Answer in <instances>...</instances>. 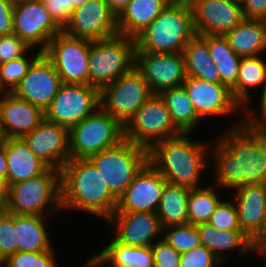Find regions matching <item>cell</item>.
Segmentation results:
<instances>
[{"mask_svg":"<svg viewBox=\"0 0 266 267\" xmlns=\"http://www.w3.org/2000/svg\"><path fill=\"white\" fill-rule=\"evenodd\" d=\"M223 135L217 137L211 152L216 186L234 190L240 185L266 183V132L263 128L239 120Z\"/></svg>","mask_w":266,"mask_h":267,"instance_id":"cell-1","label":"cell"},{"mask_svg":"<svg viewBox=\"0 0 266 267\" xmlns=\"http://www.w3.org/2000/svg\"><path fill=\"white\" fill-rule=\"evenodd\" d=\"M61 207L76 208L106 220L116 211L118 198L89 159H70L60 169Z\"/></svg>","mask_w":266,"mask_h":267,"instance_id":"cell-2","label":"cell"},{"mask_svg":"<svg viewBox=\"0 0 266 267\" xmlns=\"http://www.w3.org/2000/svg\"><path fill=\"white\" fill-rule=\"evenodd\" d=\"M189 133L159 141L148 150V162L167 183L193 189L200 186L206 168L208 143L189 139Z\"/></svg>","mask_w":266,"mask_h":267,"instance_id":"cell-3","label":"cell"},{"mask_svg":"<svg viewBox=\"0 0 266 267\" xmlns=\"http://www.w3.org/2000/svg\"><path fill=\"white\" fill-rule=\"evenodd\" d=\"M196 35L192 11L187 0L170 4L135 37V51L182 53Z\"/></svg>","mask_w":266,"mask_h":267,"instance_id":"cell-4","label":"cell"},{"mask_svg":"<svg viewBox=\"0 0 266 267\" xmlns=\"http://www.w3.org/2000/svg\"><path fill=\"white\" fill-rule=\"evenodd\" d=\"M5 202L6 211L16 215L45 216L62 210L60 169L48 167L36 177L7 186Z\"/></svg>","mask_w":266,"mask_h":267,"instance_id":"cell-5","label":"cell"},{"mask_svg":"<svg viewBox=\"0 0 266 267\" xmlns=\"http://www.w3.org/2000/svg\"><path fill=\"white\" fill-rule=\"evenodd\" d=\"M135 38L124 35L90 41L89 85L100 91L135 66Z\"/></svg>","mask_w":266,"mask_h":267,"instance_id":"cell-6","label":"cell"},{"mask_svg":"<svg viewBox=\"0 0 266 267\" xmlns=\"http://www.w3.org/2000/svg\"><path fill=\"white\" fill-rule=\"evenodd\" d=\"M123 140L124 126L100 107L69 129L70 159H88Z\"/></svg>","mask_w":266,"mask_h":267,"instance_id":"cell-7","label":"cell"},{"mask_svg":"<svg viewBox=\"0 0 266 267\" xmlns=\"http://www.w3.org/2000/svg\"><path fill=\"white\" fill-rule=\"evenodd\" d=\"M101 172L110 191L119 198L148 162V150L123 140L88 158Z\"/></svg>","mask_w":266,"mask_h":267,"instance_id":"cell-8","label":"cell"},{"mask_svg":"<svg viewBox=\"0 0 266 267\" xmlns=\"http://www.w3.org/2000/svg\"><path fill=\"white\" fill-rule=\"evenodd\" d=\"M182 134L158 93H154L124 126V139L147 150L159 141Z\"/></svg>","mask_w":266,"mask_h":267,"instance_id":"cell-9","label":"cell"},{"mask_svg":"<svg viewBox=\"0 0 266 267\" xmlns=\"http://www.w3.org/2000/svg\"><path fill=\"white\" fill-rule=\"evenodd\" d=\"M153 94L134 66L100 91L101 107L125 126Z\"/></svg>","mask_w":266,"mask_h":267,"instance_id":"cell-10","label":"cell"},{"mask_svg":"<svg viewBox=\"0 0 266 267\" xmlns=\"http://www.w3.org/2000/svg\"><path fill=\"white\" fill-rule=\"evenodd\" d=\"M90 41L63 31L54 36L43 54L52 62L62 84L89 85Z\"/></svg>","mask_w":266,"mask_h":267,"instance_id":"cell-11","label":"cell"},{"mask_svg":"<svg viewBox=\"0 0 266 267\" xmlns=\"http://www.w3.org/2000/svg\"><path fill=\"white\" fill-rule=\"evenodd\" d=\"M101 107L100 90L88 84H62L45 119L68 129Z\"/></svg>","mask_w":266,"mask_h":267,"instance_id":"cell-12","label":"cell"},{"mask_svg":"<svg viewBox=\"0 0 266 267\" xmlns=\"http://www.w3.org/2000/svg\"><path fill=\"white\" fill-rule=\"evenodd\" d=\"M63 32L89 41L118 35L117 17L105 0H87L74 9Z\"/></svg>","mask_w":266,"mask_h":267,"instance_id":"cell-13","label":"cell"},{"mask_svg":"<svg viewBox=\"0 0 266 267\" xmlns=\"http://www.w3.org/2000/svg\"><path fill=\"white\" fill-rule=\"evenodd\" d=\"M62 31L42 0H27L13 6V33L32 49L41 44L39 51L43 53L49 41Z\"/></svg>","mask_w":266,"mask_h":267,"instance_id":"cell-14","label":"cell"},{"mask_svg":"<svg viewBox=\"0 0 266 267\" xmlns=\"http://www.w3.org/2000/svg\"><path fill=\"white\" fill-rule=\"evenodd\" d=\"M135 68L153 93L182 86L188 77L182 53L135 51Z\"/></svg>","mask_w":266,"mask_h":267,"instance_id":"cell-15","label":"cell"},{"mask_svg":"<svg viewBox=\"0 0 266 267\" xmlns=\"http://www.w3.org/2000/svg\"><path fill=\"white\" fill-rule=\"evenodd\" d=\"M197 35H224L244 20L240 0H187Z\"/></svg>","mask_w":266,"mask_h":267,"instance_id":"cell-16","label":"cell"},{"mask_svg":"<svg viewBox=\"0 0 266 267\" xmlns=\"http://www.w3.org/2000/svg\"><path fill=\"white\" fill-rule=\"evenodd\" d=\"M61 85V78L54 65L41 53L32 62L26 75L12 94L45 112L57 95Z\"/></svg>","mask_w":266,"mask_h":267,"instance_id":"cell-17","label":"cell"},{"mask_svg":"<svg viewBox=\"0 0 266 267\" xmlns=\"http://www.w3.org/2000/svg\"><path fill=\"white\" fill-rule=\"evenodd\" d=\"M167 181L147 162L118 198L115 212H156Z\"/></svg>","mask_w":266,"mask_h":267,"instance_id":"cell-18","label":"cell"},{"mask_svg":"<svg viewBox=\"0 0 266 267\" xmlns=\"http://www.w3.org/2000/svg\"><path fill=\"white\" fill-rule=\"evenodd\" d=\"M183 86L201 120L208 116L234 114L239 109L243 110L233 97L231 89L222 83L188 76Z\"/></svg>","mask_w":266,"mask_h":267,"instance_id":"cell-19","label":"cell"},{"mask_svg":"<svg viewBox=\"0 0 266 267\" xmlns=\"http://www.w3.org/2000/svg\"><path fill=\"white\" fill-rule=\"evenodd\" d=\"M30 150L48 167L61 169L69 160V129L44 119L23 137Z\"/></svg>","mask_w":266,"mask_h":267,"instance_id":"cell-20","label":"cell"},{"mask_svg":"<svg viewBox=\"0 0 266 267\" xmlns=\"http://www.w3.org/2000/svg\"><path fill=\"white\" fill-rule=\"evenodd\" d=\"M107 220L116 225L114 239L126 246H151L153 239L163 236L156 212H114Z\"/></svg>","mask_w":266,"mask_h":267,"instance_id":"cell-21","label":"cell"},{"mask_svg":"<svg viewBox=\"0 0 266 267\" xmlns=\"http://www.w3.org/2000/svg\"><path fill=\"white\" fill-rule=\"evenodd\" d=\"M0 132L4 138H23L45 119L44 111L12 93H0Z\"/></svg>","mask_w":266,"mask_h":267,"instance_id":"cell-22","label":"cell"},{"mask_svg":"<svg viewBox=\"0 0 266 267\" xmlns=\"http://www.w3.org/2000/svg\"><path fill=\"white\" fill-rule=\"evenodd\" d=\"M234 189L240 228L254 241L265 230L266 183L240 185Z\"/></svg>","mask_w":266,"mask_h":267,"instance_id":"cell-23","label":"cell"},{"mask_svg":"<svg viewBox=\"0 0 266 267\" xmlns=\"http://www.w3.org/2000/svg\"><path fill=\"white\" fill-rule=\"evenodd\" d=\"M7 186L42 174L48 166L28 147L23 138H5Z\"/></svg>","mask_w":266,"mask_h":267,"instance_id":"cell-24","label":"cell"},{"mask_svg":"<svg viewBox=\"0 0 266 267\" xmlns=\"http://www.w3.org/2000/svg\"><path fill=\"white\" fill-rule=\"evenodd\" d=\"M105 263L112 267H154L152 246H126L112 239L103 250L89 258L84 267H99Z\"/></svg>","mask_w":266,"mask_h":267,"instance_id":"cell-25","label":"cell"},{"mask_svg":"<svg viewBox=\"0 0 266 267\" xmlns=\"http://www.w3.org/2000/svg\"><path fill=\"white\" fill-rule=\"evenodd\" d=\"M172 0H130L117 17L118 33L135 38Z\"/></svg>","mask_w":266,"mask_h":267,"instance_id":"cell-26","label":"cell"},{"mask_svg":"<svg viewBox=\"0 0 266 267\" xmlns=\"http://www.w3.org/2000/svg\"><path fill=\"white\" fill-rule=\"evenodd\" d=\"M224 36L232 50L241 57L258 56L266 51L265 20L244 18Z\"/></svg>","mask_w":266,"mask_h":267,"instance_id":"cell-27","label":"cell"},{"mask_svg":"<svg viewBox=\"0 0 266 267\" xmlns=\"http://www.w3.org/2000/svg\"><path fill=\"white\" fill-rule=\"evenodd\" d=\"M199 232L201 245L210 250L221 263L225 262L229 256L222 254L225 250L238 248L241 253L253 251V240H251L242 230L221 231L215 229L208 222L196 226Z\"/></svg>","mask_w":266,"mask_h":267,"instance_id":"cell-28","label":"cell"},{"mask_svg":"<svg viewBox=\"0 0 266 267\" xmlns=\"http://www.w3.org/2000/svg\"><path fill=\"white\" fill-rule=\"evenodd\" d=\"M45 216L15 214L17 251L44 252L53 250L45 226Z\"/></svg>","mask_w":266,"mask_h":267,"instance_id":"cell-29","label":"cell"},{"mask_svg":"<svg viewBox=\"0 0 266 267\" xmlns=\"http://www.w3.org/2000/svg\"><path fill=\"white\" fill-rule=\"evenodd\" d=\"M182 54L188 76L221 83L219 71L211 59L208 43L201 35L196 34L186 44Z\"/></svg>","mask_w":266,"mask_h":267,"instance_id":"cell-30","label":"cell"},{"mask_svg":"<svg viewBox=\"0 0 266 267\" xmlns=\"http://www.w3.org/2000/svg\"><path fill=\"white\" fill-rule=\"evenodd\" d=\"M168 108L175 125L183 133H191L200 124L196 110L184 86L167 88L158 93Z\"/></svg>","mask_w":266,"mask_h":267,"instance_id":"cell-31","label":"cell"},{"mask_svg":"<svg viewBox=\"0 0 266 267\" xmlns=\"http://www.w3.org/2000/svg\"><path fill=\"white\" fill-rule=\"evenodd\" d=\"M208 43L211 59L221 77V83L230 89L236 84L241 56L237 55L224 35H201Z\"/></svg>","mask_w":266,"mask_h":267,"instance_id":"cell-32","label":"cell"},{"mask_svg":"<svg viewBox=\"0 0 266 267\" xmlns=\"http://www.w3.org/2000/svg\"><path fill=\"white\" fill-rule=\"evenodd\" d=\"M189 190L186 187L167 183L156 210L163 228L188 223Z\"/></svg>","mask_w":266,"mask_h":267,"instance_id":"cell-33","label":"cell"},{"mask_svg":"<svg viewBox=\"0 0 266 267\" xmlns=\"http://www.w3.org/2000/svg\"><path fill=\"white\" fill-rule=\"evenodd\" d=\"M261 58L259 55L241 58L238 78L231 91L243 109L248 108L245 105L250 100L249 90L266 83V63Z\"/></svg>","mask_w":266,"mask_h":267,"instance_id":"cell-34","label":"cell"},{"mask_svg":"<svg viewBox=\"0 0 266 267\" xmlns=\"http://www.w3.org/2000/svg\"><path fill=\"white\" fill-rule=\"evenodd\" d=\"M215 189L196 187L189 190L188 223L195 226L207 223L221 201Z\"/></svg>","mask_w":266,"mask_h":267,"instance_id":"cell-35","label":"cell"},{"mask_svg":"<svg viewBox=\"0 0 266 267\" xmlns=\"http://www.w3.org/2000/svg\"><path fill=\"white\" fill-rule=\"evenodd\" d=\"M41 54L38 50L34 56H23L0 64V93H12L26 75L32 62Z\"/></svg>","mask_w":266,"mask_h":267,"instance_id":"cell-36","label":"cell"},{"mask_svg":"<svg viewBox=\"0 0 266 267\" xmlns=\"http://www.w3.org/2000/svg\"><path fill=\"white\" fill-rule=\"evenodd\" d=\"M179 253L201 246L197 227L193 224L171 225L163 228V237Z\"/></svg>","mask_w":266,"mask_h":267,"instance_id":"cell-37","label":"cell"},{"mask_svg":"<svg viewBox=\"0 0 266 267\" xmlns=\"http://www.w3.org/2000/svg\"><path fill=\"white\" fill-rule=\"evenodd\" d=\"M53 250L44 252L17 251L3 261L2 267H58Z\"/></svg>","mask_w":266,"mask_h":267,"instance_id":"cell-38","label":"cell"},{"mask_svg":"<svg viewBox=\"0 0 266 267\" xmlns=\"http://www.w3.org/2000/svg\"><path fill=\"white\" fill-rule=\"evenodd\" d=\"M15 214L0 213V264L17 252L15 243Z\"/></svg>","mask_w":266,"mask_h":267,"instance_id":"cell-39","label":"cell"},{"mask_svg":"<svg viewBox=\"0 0 266 267\" xmlns=\"http://www.w3.org/2000/svg\"><path fill=\"white\" fill-rule=\"evenodd\" d=\"M208 223L221 231L241 230L236 205L229 201H220Z\"/></svg>","mask_w":266,"mask_h":267,"instance_id":"cell-40","label":"cell"},{"mask_svg":"<svg viewBox=\"0 0 266 267\" xmlns=\"http://www.w3.org/2000/svg\"><path fill=\"white\" fill-rule=\"evenodd\" d=\"M31 49L15 33L0 36V64L19 59Z\"/></svg>","mask_w":266,"mask_h":267,"instance_id":"cell-41","label":"cell"},{"mask_svg":"<svg viewBox=\"0 0 266 267\" xmlns=\"http://www.w3.org/2000/svg\"><path fill=\"white\" fill-rule=\"evenodd\" d=\"M151 246L154 267H180L181 253L171 246L164 238L155 240Z\"/></svg>","mask_w":266,"mask_h":267,"instance_id":"cell-42","label":"cell"},{"mask_svg":"<svg viewBox=\"0 0 266 267\" xmlns=\"http://www.w3.org/2000/svg\"><path fill=\"white\" fill-rule=\"evenodd\" d=\"M220 260L205 246H200L181 253L180 267H215Z\"/></svg>","mask_w":266,"mask_h":267,"instance_id":"cell-43","label":"cell"},{"mask_svg":"<svg viewBox=\"0 0 266 267\" xmlns=\"http://www.w3.org/2000/svg\"><path fill=\"white\" fill-rule=\"evenodd\" d=\"M54 22L63 30L69 22L70 0H42Z\"/></svg>","mask_w":266,"mask_h":267,"instance_id":"cell-44","label":"cell"},{"mask_svg":"<svg viewBox=\"0 0 266 267\" xmlns=\"http://www.w3.org/2000/svg\"><path fill=\"white\" fill-rule=\"evenodd\" d=\"M244 18L262 19L266 18V0H240Z\"/></svg>","mask_w":266,"mask_h":267,"instance_id":"cell-45","label":"cell"},{"mask_svg":"<svg viewBox=\"0 0 266 267\" xmlns=\"http://www.w3.org/2000/svg\"><path fill=\"white\" fill-rule=\"evenodd\" d=\"M13 33V5L0 0V36Z\"/></svg>","mask_w":266,"mask_h":267,"instance_id":"cell-46","label":"cell"},{"mask_svg":"<svg viewBox=\"0 0 266 267\" xmlns=\"http://www.w3.org/2000/svg\"><path fill=\"white\" fill-rule=\"evenodd\" d=\"M260 113L261 116L259 114V118L258 116L254 117V113L249 112V113H245L246 117L248 118L247 120L245 119L244 122L246 124H249L251 126H256V127H262L265 123H266V83L264 84V86H262V92L260 95ZM253 115V116H252ZM247 121V122H246Z\"/></svg>","mask_w":266,"mask_h":267,"instance_id":"cell-47","label":"cell"},{"mask_svg":"<svg viewBox=\"0 0 266 267\" xmlns=\"http://www.w3.org/2000/svg\"><path fill=\"white\" fill-rule=\"evenodd\" d=\"M0 183L7 187V156L5 138L0 142Z\"/></svg>","mask_w":266,"mask_h":267,"instance_id":"cell-48","label":"cell"},{"mask_svg":"<svg viewBox=\"0 0 266 267\" xmlns=\"http://www.w3.org/2000/svg\"><path fill=\"white\" fill-rule=\"evenodd\" d=\"M254 251L266 259V229L253 241Z\"/></svg>","mask_w":266,"mask_h":267,"instance_id":"cell-49","label":"cell"},{"mask_svg":"<svg viewBox=\"0 0 266 267\" xmlns=\"http://www.w3.org/2000/svg\"><path fill=\"white\" fill-rule=\"evenodd\" d=\"M109 5L110 10L118 17L127 7L130 0H105Z\"/></svg>","mask_w":266,"mask_h":267,"instance_id":"cell-50","label":"cell"},{"mask_svg":"<svg viewBox=\"0 0 266 267\" xmlns=\"http://www.w3.org/2000/svg\"><path fill=\"white\" fill-rule=\"evenodd\" d=\"M6 210L5 187L0 183V213Z\"/></svg>","mask_w":266,"mask_h":267,"instance_id":"cell-51","label":"cell"},{"mask_svg":"<svg viewBox=\"0 0 266 267\" xmlns=\"http://www.w3.org/2000/svg\"><path fill=\"white\" fill-rule=\"evenodd\" d=\"M87 0H70V14L74 11L75 8L81 6Z\"/></svg>","mask_w":266,"mask_h":267,"instance_id":"cell-52","label":"cell"},{"mask_svg":"<svg viewBox=\"0 0 266 267\" xmlns=\"http://www.w3.org/2000/svg\"><path fill=\"white\" fill-rule=\"evenodd\" d=\"M7 2H9L11 5H17L23 2H26L27 0H6Z\"/></svg>","mask_w":266,"mask_h":267,"instance_id":"cell-53","label":"cell"},{"mask_svg":"<svg viewBox=\"0 0 266 267\" xmlns=\"http://www.w3.org/2000/svg\"><path fill=\"white\" fill-rule=\"evenodd\" d=\"M262 128L266 132V123L262 126Z\"/></svg>","mask_w":266,"mask_h":267,"instance_id":"cell-54","label":"cell"},{"mask_svg":"<svg viewBox=\"0 0 266 267\" xmlns=\"http://www.w3.org/2000/svg\"><path fill=\"white\" fill-rule=\"evenodd\" d=\"M3 140V137H2V135H1V132H0V142Z\"/></svg>","mask_w":266,"mask_h":267,"instance_id":"cell-55","label":"cell"}]
</instances>
